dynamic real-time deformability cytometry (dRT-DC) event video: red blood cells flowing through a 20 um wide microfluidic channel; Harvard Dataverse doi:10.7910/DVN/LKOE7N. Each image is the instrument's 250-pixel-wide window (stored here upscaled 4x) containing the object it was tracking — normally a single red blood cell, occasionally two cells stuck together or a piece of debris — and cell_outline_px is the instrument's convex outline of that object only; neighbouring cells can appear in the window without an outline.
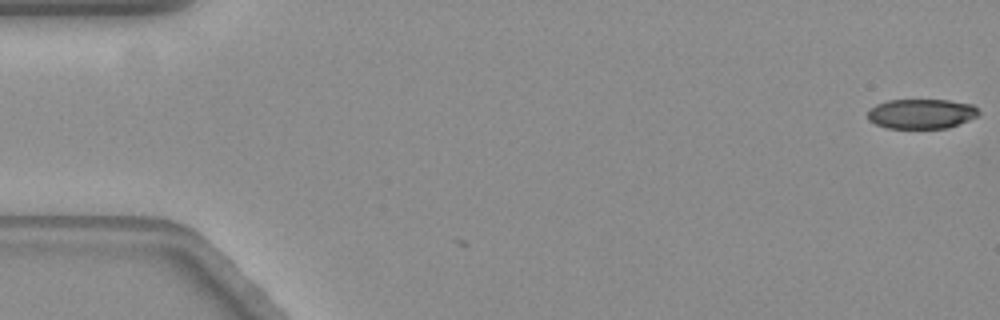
{"species": "common noctule bat (a hibernating species)", "species_latin": "Nyctalus noctula", "temperature_condition": "warm", "stored_images_in_passage": 2, "camera_frame_rate_fps": 3000, "um_per_image_px": 0.085, "animal": {"sex": "female", "body_mass_g": 19.3, "forearm_length_mm": 54.1}, "frame": {"image": 1, "passage_image": 2, "time_ms": 0.333, "image_size_px": [1000, 320], "cell_outline_px": [[980, 112], [976, 116], [968, 120], [948, 128], [888, 128], [876, 124], [868, 120], [868, 112], [876, 104], [888, 100], [948, 100], [972, 104]], "centroid_in_image_um": [78.31, 9.67], "position_along_channel_um": 6.7, "area_um2": 19.13}}